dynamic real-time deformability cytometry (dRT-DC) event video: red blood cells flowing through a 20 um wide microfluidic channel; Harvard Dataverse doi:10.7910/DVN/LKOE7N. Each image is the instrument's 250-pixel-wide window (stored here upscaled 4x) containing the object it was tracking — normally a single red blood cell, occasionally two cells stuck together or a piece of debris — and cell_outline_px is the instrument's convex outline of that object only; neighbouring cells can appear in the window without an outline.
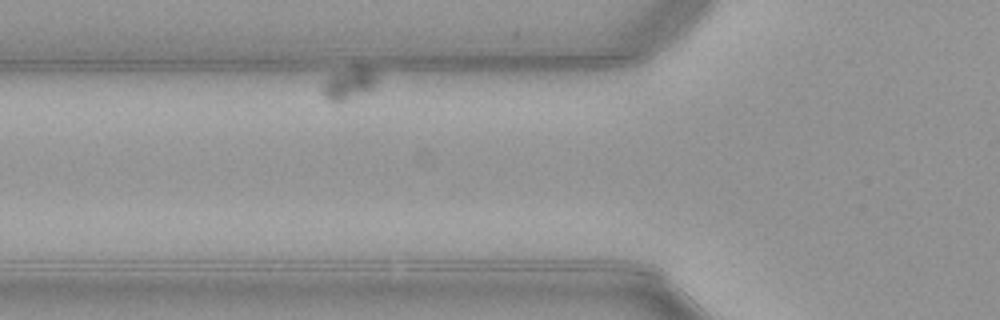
{"species": "common noctule bat (a hibernating species)", "species_latin": "Nyctalus noctula", "temperature_condition": "warm", "stored_images_in_passage": 39, "camera_frame_rate_fps": 3000, "um_per_image_px": 0.085, "animal": {"sex": "female", "body_mass_g": 21.9}, "frame": {"image": 1, "passage_image": 5, "time_ms": 1.333, "image_size_px": [1000, 320], "cell_outline_px": [[376, 84], [368, 92], [344, 100], [328, 100], [324, 96], [320, 88], [324, 80], [332, 72], [356, 64], [364, 64], [372, 68], [376, 72]], "centroid_in_image_um": [29.66, 7.01], "position_along_channel_um": 96.1, "area_um2": 10.64}}
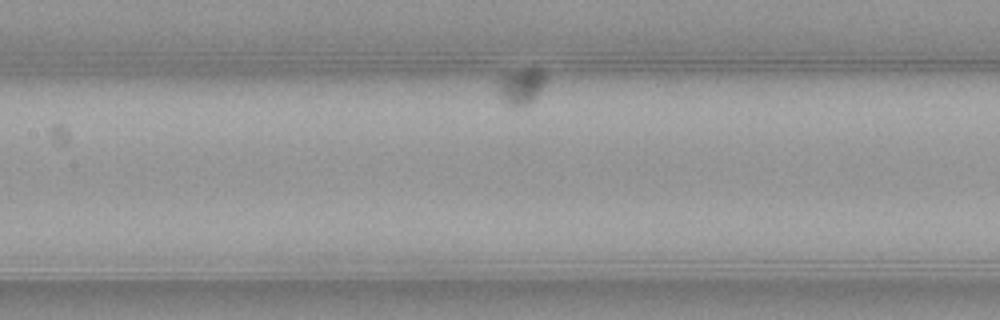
{"frame": {"image": 2, "passage_image": 14, "time_ms": 4.333, "image_size_px": [1000, 320], "cell_outline_px": [[544, 84], [536, 96], [528, 104], [516, 108], [508, 108], [496, 92], [496, 88], [500, 72], [528, 68], [536, 68], [544, 72]], "centroid_in_image_um": [44.17, 7.34], "position_along_channel_um": 163.2, "area_um2": 10.64}}